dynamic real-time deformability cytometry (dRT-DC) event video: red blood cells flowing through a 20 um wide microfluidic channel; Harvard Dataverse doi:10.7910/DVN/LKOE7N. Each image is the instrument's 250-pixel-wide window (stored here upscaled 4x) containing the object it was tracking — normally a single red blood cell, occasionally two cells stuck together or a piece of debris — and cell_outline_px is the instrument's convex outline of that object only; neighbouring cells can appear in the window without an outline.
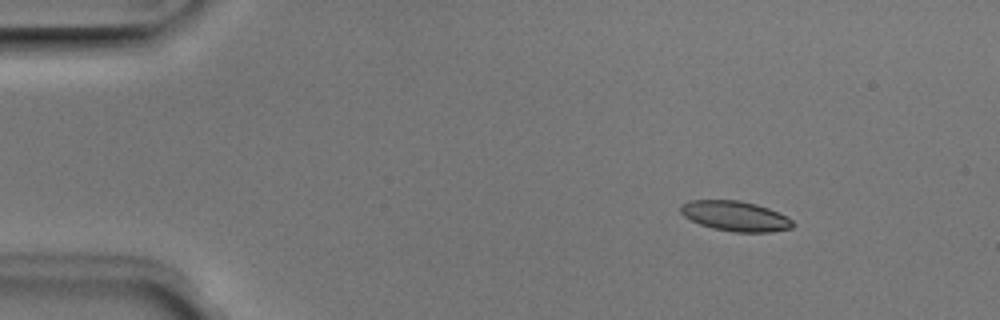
{"species": "Egyptian fruit bat (a non-hibernating species)", "species_latin": "Rousettus aegyptiacus", "temperature_condition": "room temperature", "stored_images_in_passage": 9, "camera_frame_rate_fps": 3000, "um_per_image_px": 0.085, "animal": {"sex": "male"}, "frame": {"image": 1, "passage_image": 1, "time_ms": 0.0, "image_size_px": [1000, 320], "cell_outline_px": [[796, 224], [792, 228], [772, 232], [732, 232], [712, 228], [700, 224], [684, 216], [680, 212], [680, 204], [688, 200], [740, 200], [756, 204], [768, 208], [792, 220]], "centroid_in_image_um": [62.48, 18.36], "position_along_channel_um": 22.5, "area_um2": 19.71}}